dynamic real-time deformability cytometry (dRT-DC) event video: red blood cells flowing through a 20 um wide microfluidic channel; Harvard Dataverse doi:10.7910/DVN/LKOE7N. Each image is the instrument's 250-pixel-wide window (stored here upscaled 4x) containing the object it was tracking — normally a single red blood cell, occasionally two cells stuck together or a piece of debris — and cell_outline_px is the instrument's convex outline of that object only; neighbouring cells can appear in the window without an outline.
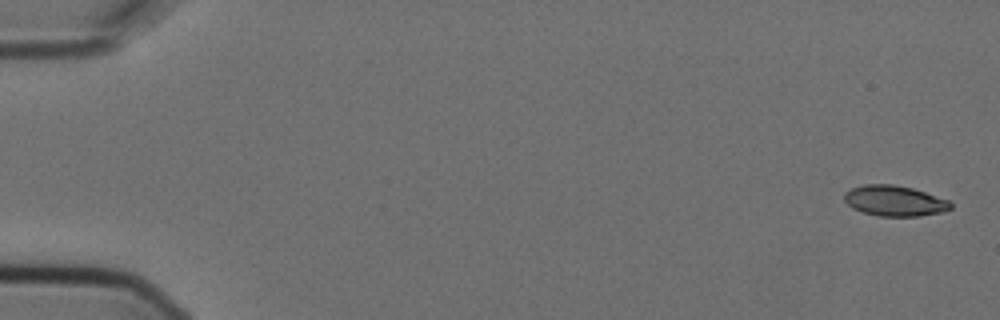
{"species": "Egyptian fruit bat (a non-hibernating species)", "species_latin": "Rousettus aegyptiacus", "temperature_condition": "cold", "stored_images_in_passage": 4, "camera_frame_rate_fps": 3000, "um_per_image_px": 0.085, "animal": {"sex": "female"}, "frame": {"image": 1, "passage_image": 1, "time_ms": 0.0, "image_size_px": [1000, 320], "cell_outline_px": [[952, 208], [944, 212], [920, 216], [880, 216], [864, 212], [852, 208], [844, 200], [844, 192], [852, 188], [864, 184], [892, 184], [912, 188], [948, 200], [952, 204]], "centroid_in_image_um": [76.04, 17.07], "position_along_channel_um": 9.0, "area_um2": 18.9}}
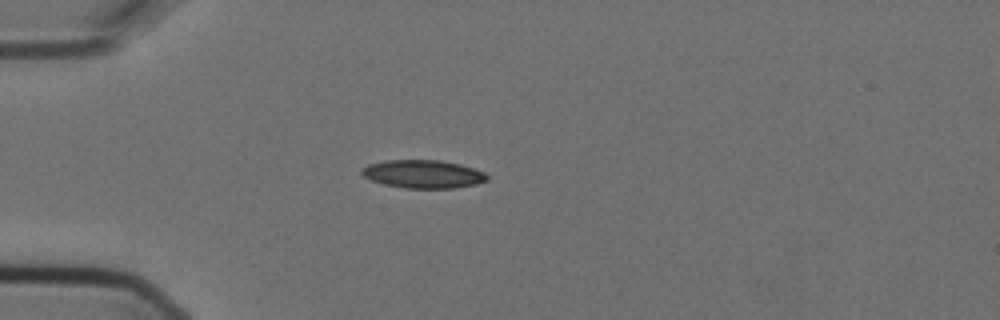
{"frame": {"image": 2, "passage_image": 4, "time_ms": 1.0, "image_size_px": [1000, 320], "cell_outline_px": [[488, 180], [476, 184], [456, 188], [404, 188], [384, 184], [372, 180], [364, 176], [360, 172], [360, 168], [368, 164], [384, 160], [440, 160], [460, 164], [484, 172], [488, 176]], "centroid_in_image_um": [35.95, 14.79], "position_along_channel_um": 49.1, "area_um2": 20.63}}